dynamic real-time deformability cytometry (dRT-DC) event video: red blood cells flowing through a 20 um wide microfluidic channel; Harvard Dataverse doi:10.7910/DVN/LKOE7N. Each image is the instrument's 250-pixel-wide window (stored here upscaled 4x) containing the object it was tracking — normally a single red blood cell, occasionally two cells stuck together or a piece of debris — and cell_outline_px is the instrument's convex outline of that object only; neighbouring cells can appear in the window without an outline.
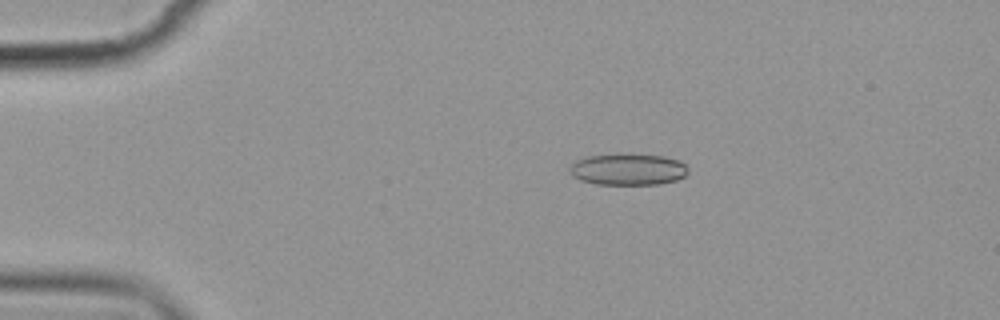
{"species": "common noctule bat (a hibernating species)", "species_latin": "Nyctalus noctula", "temperature_condition": "cold", "stored_images_in_passage": 15, "camera_frame_rate_fps": 3000, "um_per_image_px": 0.085, "animal": {"sex": "female", "body_mass_g": 19.9}, "frame": {"image": 1, "passage_image": 3, "time_ms": 3.0, "image_size_px": [1000, 320], "cell_outline_px": [[688, 172], [684, 176], [676, 180], [660, 184], [596, 184], [580, 180], [572, 176], [568, 168], [576, 160], [588, 156], [664, 156], [676, 160], [684, 164], [688, 168]], "centroid_in_image_um": [53.36, 14.44], "position_along_channel_um": 31.6, "area_um2": 21.04}}
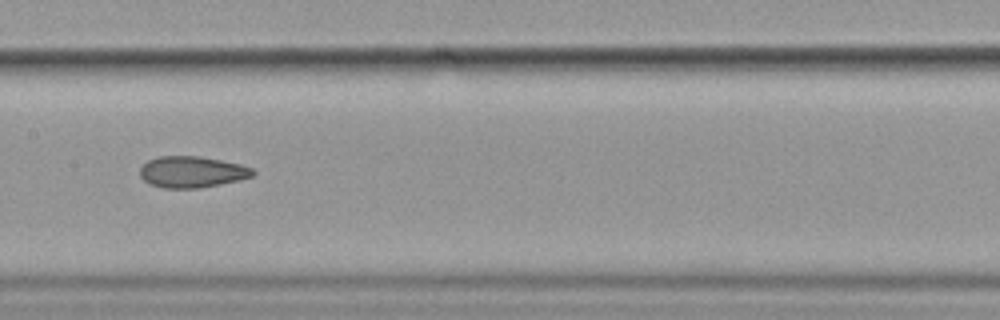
{"frame": {"image": 2, "passage_image": 8, "time_ms": 9.0, "image_size_px": [1000, 320], "cell_outline_px": [[256, 172], [252, 176], [240, 180], [200, 188], [164, 188], [148, 184], [140, 176], [140, 168], [148, 160], [156, 156], [200, 156], [240, 164], [252, 168]], "centroid_in_image_um": [16.3, 14.61], "position_along_channel_um": 191.1, "area_um2": 20.69}}
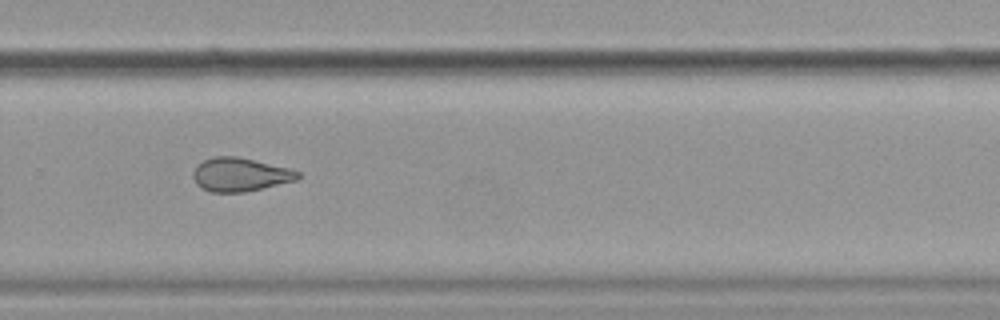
{"frame": {"image": 3, "passage_image": 11, "time_ms": 12.333, "image_size_px": [1000, 320], "cell_outline_px": [[300, 176], [296, 180], [244, 192], [208, 192], [196, 184], [192, 176], [192, 172], [196, 164], [212, 156], [236, 156], [292, 168], [300, 172]], "centroid_in_image_um": [20.38, 14.83], "position_along_channel_um": 309.4, "area_um2": 20.69}, "authors_computed_cell_mechanics": {"area_um2": 21.5016, "velocity_mm_per_s": 3.5735, "shape_relaxation_time_tau1_ms": 8.0876, "shape_relaxation_time_tau2_ms": 2.1374, "deformation_change_tau1": 0.1524, "deformation_change_tau2": 0.0711}}